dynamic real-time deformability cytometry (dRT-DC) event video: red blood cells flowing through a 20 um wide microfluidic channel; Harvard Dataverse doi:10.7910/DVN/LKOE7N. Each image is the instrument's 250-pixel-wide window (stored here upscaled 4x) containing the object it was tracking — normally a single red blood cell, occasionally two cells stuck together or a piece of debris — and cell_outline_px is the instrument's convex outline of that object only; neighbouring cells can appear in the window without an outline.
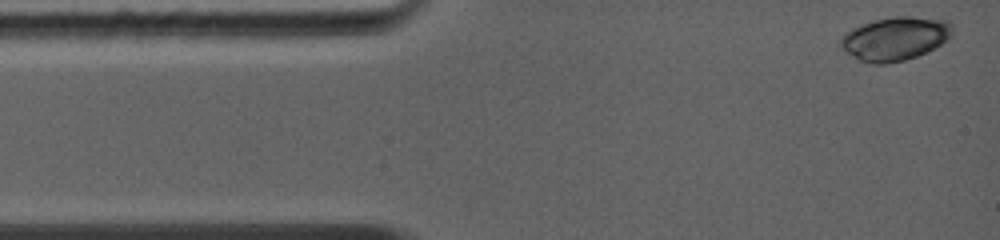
{"species": "common noctule bat (a hibernating species)", "species_latin": "Nyctalus noctula", "temperature_condition": "warm", "stored_images_in_passage": 32, "camera_frame_rate_fps": 5000, "um_per_image_px": 0.085, "animal": {"sex": "female", "body_mass_g": 19.0, "forearm_length_mm": 56.7}, "frame": {"image": 1, "passage_image": 1, "time_ms": 0.0, "image_size_px": [1000, 240], "cell_outline_px": [[952, 36], [948, 40], [916, 56], [904, 60], [884, 64], [872, 64], [860, 60], [848, 52], [840, 44], [840, 40], [844, 32], [860, 24], [872, 20], [896, 16], [912, 16], [948, 20], [952, 24]], "centroid_in_image_um": [76.09, 3.26], "position_along_channel_um": 8.9, "area_um2": 28.26}}
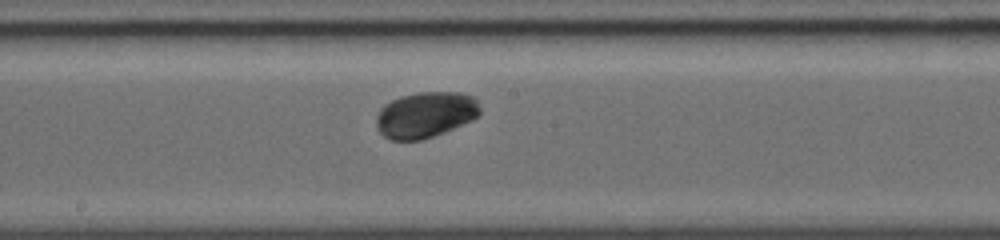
{"frame": {"image": 2, "passage_image": 19, "time_ms": 6.2, "image_size_px": [1000, 240], "cell_outline_px": [[480, 116], [472, 120], [444, 132], [420, 140], [392, 140], [384, 136], [376, 128], [376, 116], [380, 108], [384, 104], [400, 96], [416, 92], [460, 92], [472, 96], [476, 100], [480, 108]], "centroid_in_image_um": [36.15, 9.74], "position_along_channel_um": 212.0, "area_um2": 27.86}}
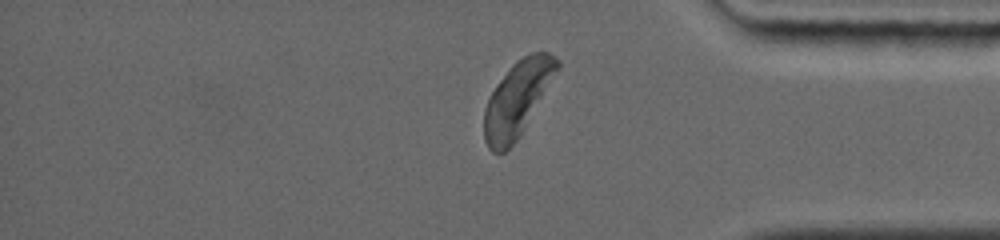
{"frame": {"image": 3, "passage_image": 32, "time_ms": 10.6, "image_size_px": [1000, 240], "cell_outline_px": [[560, 68], [520, 136], [504, 152], [492, 152], [488, 148], [484, 140], [484, 108], [496, 84], [512, 64], [516, 60], [532, 52], [548, 52], [556, 56], [560, 60]], "centroid_in_image_um": [43.99, 8.38], "position_along_channel_um": 391.2, "area_um2": 31.85}, "authors_computed_cell_mechanics": {"area_um2": 27.7729, "velocity_mm_per_s": 4.3601, "shape_relaxation_time_tau1_ms": 2.3184, "shape_relaxation_time_tau2_ms": null, "deformation_change_tau1": 0.181, "deformation_change_tau2": null}}